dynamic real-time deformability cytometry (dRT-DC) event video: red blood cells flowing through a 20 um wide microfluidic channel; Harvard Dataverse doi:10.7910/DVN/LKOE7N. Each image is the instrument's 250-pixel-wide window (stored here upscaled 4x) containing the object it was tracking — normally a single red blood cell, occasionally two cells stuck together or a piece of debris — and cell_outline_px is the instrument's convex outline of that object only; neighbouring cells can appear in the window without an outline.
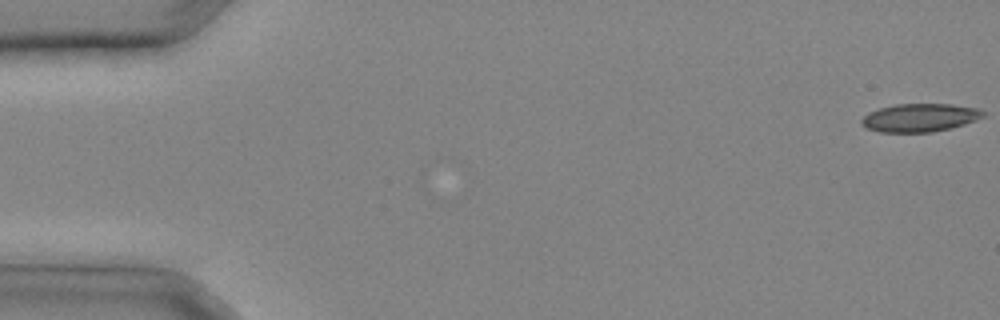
{"species": "common noctule bat (a hibernating species)", "species_latin": "Nyctalus noctula", "temperature_condition": "cold", "stored_images_in_passage": 7, "camera_frame_rate_fps": 3000, "um_per_image_px": 0.085, "animal": {"sex": "male", "body_mass_g": 20.4}, "frame": {"image": 1, "passage_image": 1, "time_ms": 0.0, "image_size_px": [1000, 320], "cell_outline_px": [[984, 116], [976, 120], [952, 128], [932, 132], [880, 132], [868, 128], [860, 124], [860, 120], [868, 112], [880, 108], [896, 104], [952, 104], [980, 108], [984, 112]], "centroid_in_image_um": [78.19, 10.0], "position_along_channel_um": 6.8, "area_um2": 20.06}}